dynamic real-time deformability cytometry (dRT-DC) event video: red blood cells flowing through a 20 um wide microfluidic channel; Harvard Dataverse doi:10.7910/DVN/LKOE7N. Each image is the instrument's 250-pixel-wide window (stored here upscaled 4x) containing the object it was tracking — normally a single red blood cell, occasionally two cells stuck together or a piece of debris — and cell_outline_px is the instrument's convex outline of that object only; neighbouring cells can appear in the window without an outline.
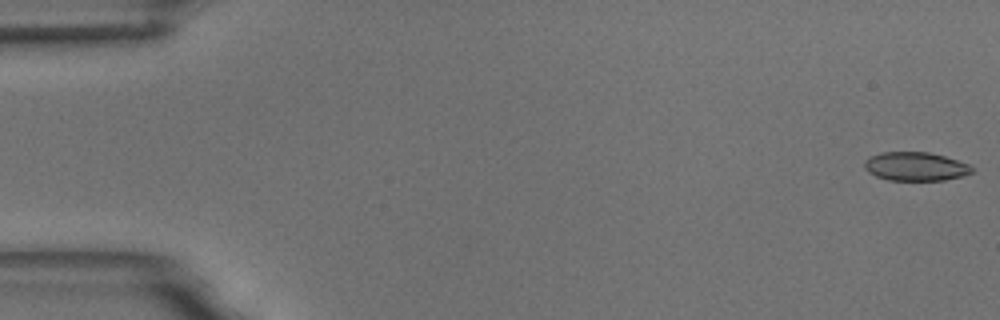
{"species": "common noctule bat (a hibernating species)", "species_latin": "Nyctalus noctula", "temperature_condition": "room temperature", "stored_images_in_passage": 10, "camera_frame_rate_fps": 3000, "um_per_image_px": 0.085, "animal": {"sex": "male", "body_mass_g": 18.8}, "frame": {"image": 1, "passage_image": 1, "time_ms": 0.0, "image_size_px": [1000, 320], "cell_outline_px": [[972, 172], [960, 176], [944, 180], [888, 180], [876, 176], [868, 172], [864, 168], [864, 160], [868, 156], [880, 152], [928, 152], [944, 156], [972, 164]], "centroid_in_image_um": [77.78, 14.14], "position_along_channel_um": 7.2, "area_um2": 18.09}}